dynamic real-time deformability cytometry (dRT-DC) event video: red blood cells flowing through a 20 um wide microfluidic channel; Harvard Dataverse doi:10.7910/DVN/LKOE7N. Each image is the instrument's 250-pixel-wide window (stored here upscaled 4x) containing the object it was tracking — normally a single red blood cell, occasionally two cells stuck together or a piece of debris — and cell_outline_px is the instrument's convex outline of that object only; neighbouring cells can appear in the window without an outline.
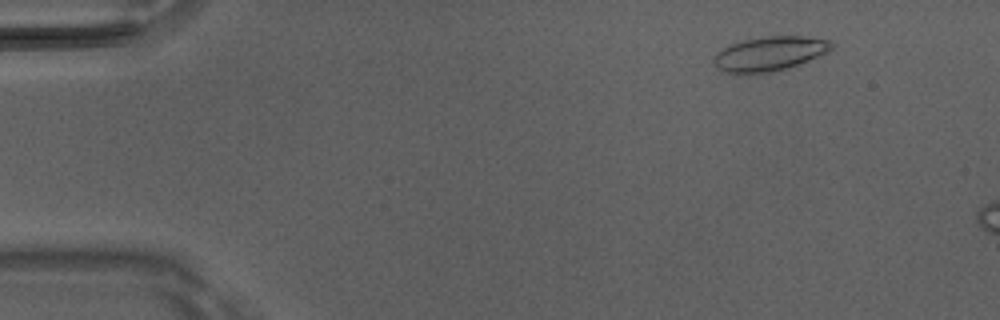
{"species": "Egyptian fruit bat (a non-hibernating species)", "species_latin": "Rousettus aegyptiacus", "temperature_condition": "room temperature", "stored_images_in_passage": 2, "camera_frame_rate_fps": 3000, "um_per_image_px": 0.085, "animal": {"sex": "male"}, "frame": {"image": 1, "passage_image": 2, "time_ms": 0.333, "image_size_px": [1000, 320], "cell_outline_px": [[836, 44], [828, 52], [788, 68], [772, 72], [736, 76], [724, 72], [716, 68], [712, 60], [716, 52], [732, 44], [744, 40], [760, 36], [804, 36], [828, 40]], "centroid_in_image_um": [65.36, 4.59], "position_along_channel_um": 19.6, "area_um2": 24.1}}